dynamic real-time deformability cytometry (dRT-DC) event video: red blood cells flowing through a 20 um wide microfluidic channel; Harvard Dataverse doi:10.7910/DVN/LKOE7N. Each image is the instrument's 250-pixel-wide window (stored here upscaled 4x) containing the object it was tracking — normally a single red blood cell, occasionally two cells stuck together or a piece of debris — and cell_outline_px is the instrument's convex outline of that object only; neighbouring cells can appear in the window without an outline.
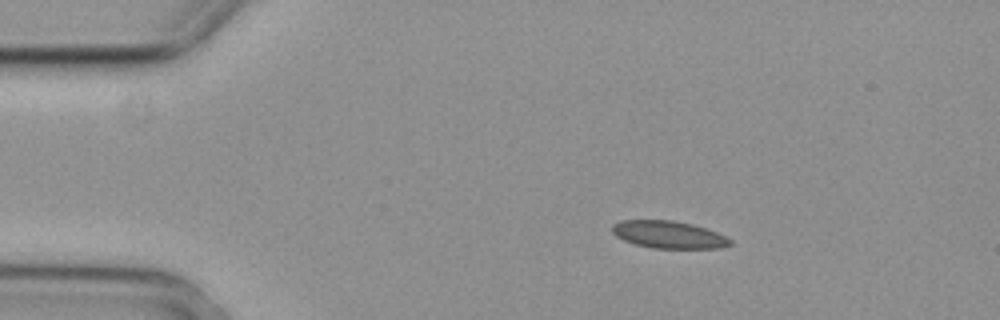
{"species": "common noctule bat (a hibernating species)", "species_latin": "Nyctalus noctula", "temperature_condition": "cold", "stored_images_in_passage": 2, "camera_frame_rate_fps": 3000, "um_per_image_px": 0.085, "animal": {"sex": "female", "body_mass_g": 29.2, "forearm_length_mm": 56.3}, "frame": {"image": 1, "passage_image": 1, "time_ms": 0.0, "image_size_px": [1000, 320], "cell_outline_px": [[732, 244], [720, 248], [652, 248], [636, 244], [624, 240], [616, 236], [612, 232], [612, 224], [620, 220], [672, 220], [692, 224], [708, 228], [732, 240]], "centroid_in_image_um": [56.83, 19.93], "position_along_channel_um": 28.2, "area_um2": 18.84}}